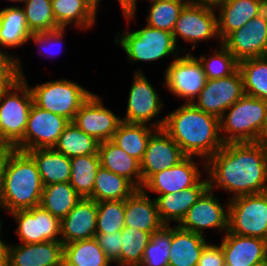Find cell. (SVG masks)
<instances>
[{
    "mask_svg": "<svg viewBox=\"0 0 267 266\" xmlns=\"http://www.w3.org/2000/svg\"><path fill=\"white\" fill-rule=\"evenodd\" d=\"M203 168L209 188L231 192L230 198L267 191V147L261 141L224 144Z\"/></svg>",
    "mask_w": 267,
    "mask_h": 266,
    "instance_id": "cell-1",
    "label": "cell"
},
{
    "mask_svg": "<svg viewBox=\"0 0 267 266\" xmlns=\"http://www.w3.org/2000/svg\"><path fill=\"white\" fill-rule=\"evenodd\" d=\"M165 117L163 130L186 156L205 160L203 165L224 145L220 119L196 108L192 103H183Z\"/></svg>",
    "mask_w": 267,
    "mask_h": 266,
    "instance_id": "cell-2",
    "label": "cell"
},
{
    "mask_svg": "<svg viewBox=\"0 0 267 266\" xmlns=\"http://www.w3.org/2000/svg\"><path fill=\"white\" fill-rule=\"evenodd\" d=\"M43 187L34 159L27 152L7 148L1 208L11 213L39 206Z\"/></svg>",
    "mask_w": 267,
    "mask_h": 266,
    "instance_id": "cell-3",
    "label": "cell"
},
{
    "mask_svg": "<svg viewBox=\"0 0 267 266\" xmlns=\"http://www.w3.org/2000/svg\"><path fill=\"white\" fill-rule=\"evenodd\" d=\"M266 126L267 101L246 94L220 118L224 144L261 141Z\"/></svg>",
    "mask_w": 267,
    "mask_h": 266,
    "instance_id": "cell-4",
    "label": "cell"
},
{
    "mask_svg": "<svg viewBox=\"0 0 267 266\" xmlns=\"http://www.w3.org/2000/svg\"><path fill=\"white\" fill-rule=\"evenodd\" d=\"M24 76H17L0 92V144L4 148L13 149L24 137L33 104L30 85Z\"/></svg>",
    "mask_w": 267,
    "mask_h": 266,
    "instance_id": "cell-5",
    "label": "cell"
},
{
    "mask_svg": "<svg viewBox=\"0 0 267 266\" xmlns=\"http://www.w3.org/2000/svg\"><path fill=\"white\" fill-rule=\"evenodd\" d=\"M30 90L36 106L58 114L70 122L74 120L80 107L93 94L76 82L66 79L47 81L30 87Z\"/></svg>",
    "mask_w": 267,
    "mask_h": 266,
    "instance_id": "cell-6",
    "label": "cell"
},
{
    "mask_svg": "<svg viewBox=\"0 0 267 266\" xmlns=\"http://www.w3.org/2000/svg\"><path fill=\"white\" fill-rule=\"evenodd\" d=\"M118 34L115 42L121 45L130 62H153L165 56L179 57L178 46L173 34L148 25L137 31H123Z\"/></svg>",
    "mask_w": 267,
    "mask_h": 266,
    "instance_id": "cell-7",
    "label": "cell"
},
{
    "mask_svg": "<svg viewBox=\"0 0 267 266\" xmlns=\"http://www.w3.org/2000/svg\"><path fill=\"white\" fill-rule=\"evenodd\" d=\"M230 199L228 231L267 241V191Z\"/></svg>",
    "mask_w": 267,
    "mask_h": 266,
    "instance_id": "cell-8",
    "label": "cell"
},
{
    "mask_svg": "<svg viewBox=\"0 0 267 266\" xmlns=\"http://www.w3.org/2000/svg\"><path fill=\"white\" fill-rule=\"evenodd\" d=\"M164 75L166 89L175 96L186 99L184 103L190 104L196 100L207 81L201 63L190 52L175 58Z\"/></svg>",
    "mask_w": 267,
    "mask_h": 266,
    "instance_id": "cell-9",
    "label": "cell"
},
{
    "mask_svg": "<svg viewBox=\"0 0 267 266\" xmlns=\"http://www.w3.org/2000/svg\"><path fill=\"white\" fill-rule=\"evenodd\" d=\"M69 123L68 119L33 103L24 137L13 149L26 152L40 148H53Z\"/></svg>",
    "mask_w": 267,
    "mask_h": 266,
    "instance_id": "cell-10",
    "label": "cell"
},
{
    "mask_svg": "<svg viewBox=\"0 0 267 266\" xmlns=\"http://www.w3.org/2000/svg\"><path fill=\"white\" fill-rule=\"evenodd\" d=\"M216 10L205 8L189 2L181 11L173 28V38L178 46V37L185 42L193 43L192 49L200 41L214 39L218 36Z\"/></svg>",
    "mask_w": 267,
    "mask_h": 266,
    "instance_id": "cell-11",
    "label": "cell"
},
{
    "mask_svg": "<svg viewBox=\"0 0 267 266\" xmlns=\"http://www.w3.org/2000/svg\"><path fill=\"white\" fill-rule=\"evenodd\" d=\"M243 79L239 70L230 76L206 81L204 88L192 104L211 115L222 117L224 112L243 95Z\"/></svg>",
    "mask_w": 267,
    "mask_h": 266,
    "instance_id": "cell-12",
    "label": "cell"
},
{
    "mask_svg": "<svg viewBox=\"0 0 267 266\" xmlns=\"http://www.w3.org/2000/svg\"><path fill=\"white\" fill-rule=\"evenodd\" d=\"M10 214L17 222L16 234L21 243L61 242V220L40 205Z\"/></svg>",
    "mask_w": 267,
    "mask_h": 266,
    "instance_id": "cell-13",
    "label": "cell"
},
{
    "mask_svg": "<svg viewBox=\"0 0 267 266\" xmlns=\"http://www.w3.org/2000/svg\"><path fill=\"white\" fill-rule=\"evenodd\" d=\"M214 195V191L208 188L177 225L184 230L202 236H204L203 230L205 228H215L227 232L229 228V201L225 210Z\"/></svg>",
    "mask_w": 267,
    "mask_h": 266,
    "instance_id": "cell-14",
    "label": "cell"
},
{
    "mask_svg": "<svg viewBox=\"0 0 267 266\" xmlns=\"http://www.w3.org/2000/svg\"><path fill=\"white\" fill-rule=\"evenodd\" d=\"M221 43L238 61L261 57L267 45V7Z\"/></svg>",
    "mask_w": 267,
    "mask_h": 266,
    "instance_id": "cell-15",
    "label": "cell"
},
{
    "mask_svg": "<svg viewBox=\"0 0 267 266\" xmlns=\"http://www.w3.org/2000/svg\"><path fill=\"white\" fill-rule=\"evenodd\" d=\"M96 94L80 107L72 121L79 129L99 142L111 140L122 119L103 106Z\"/></svg>",
    "mask_w": 267,
    "mask_h": 266,
    "instance_id": "cell-16",
    "label": "cell"
},
{
    "mask_svg": "<svg viewBox=\"0 0 267 266\" xmlns=\"http://www.w3.org/2000/svg\"><path fill=\"white\" fill-rule=\"evenodd\" d=\"M130 87L127 111L122 121L127 123L146 124L157 117L163 109L157 90L150 84L141 69L134 73Z\"/></svg>",
    "mask_w": 267,
    "mask_h": 266,
    "instance_id": "cell-17",
    "label": "cell"
},
{
    "mask_svg": "<svg viewBox=\"0 0 267 266\" xmlns=\"http://www.w3.org/2000/svg\"><path fill=\"white\" fill-rule=\"evenodd\" d=\"M185 157L180 146L163 129H157L150 136L140 161L142 187L153 174L169 169Z\"/></svg>",
    "mask_w": 267,
    "mask_h": 266,
    "instance_id": "cell-18",
    "label": "cell"
},
{
    "mask_svg": "<svg viewBox=\"0 0 267 266\" xmlns=\"http://www.w3.org/2000/svg\"><path fill=\"white\" fill-rule=\"evenodd\" d=\"M194 160L193 156H186L169 169L156 172L144 183L142 189L162 195L174 194L196 185L201 180L202 173Z\"/></svg>",
    "mask_w": 267,
    "mask_h": 266,
    "instance_id": "cell-19",
    "label": "cell"
},
{
    "mask_svg": "<svg viewBox=\"0 0 267 266\" xmlns=\"http://www.w3.org/2000/svg\"><path fill=\"white\" fill-rule=\"evenodd\" d=\"M221 248L226 266H252L267 261V241L227 231Z\"/></svg>",
    "mask_w": 267,
    "mask_h": 266,
    "instance_id": "cell-20",
    "label": "cell"
},
{
    "mask_svg": "<svg viewBox=\"0 0 267 266\" xmlns=\"http://www.w3.org/2000/svg\"><path fill=\"white\" fill-rule=\"evenodd\" d=\"M97 202L82 198L61 220V242L63 245L91 239L96 234Z\"/></svg>",
    "mask_w": 267,
    "mask_h": 266,
    "instance_id": "cell-21",
    "label": "cell"
},
{
    "mask_svg": "<svg viewBox=\"0 0 267 266\" xmlns=\"http://www.w3.org/2000/svg\"><path fill=\"white\" fill-rule=\"evenodd\" d=\"M63 246L54 241L9 245L8 266H62Z\"/></svg>",
    "mask_w": 267,
    "mask_h": 266,
    "instance_id": "cell-22",
    "label": "cell"
},
{
    "mask_svg": "<svg viewBox=\"0 0 267 266\" xmlns=\"http://www.w3.org/2000/svg\"><path fill=\"white\" fill-rule=\"evenodd\" d=\"M164 225L159 216L156 200L150 199L147 191L136 189L125 199L124 227L155 232Z\"/></svg>",
    "mask_w": 267,
    "mask_h": 266,
    "instance_id": "cell-23",
    "label": "cell"
},
{
    "mask_svg": "<svg viewBox=\"0 0 267 266\" xmlns=\"http://www.w3.org/2000/svg\"><path fill=\"white\" fill-rule=\"evenodd\" d=\"M201 179L196 185L185 188L174 194L167 193L155 198L161 221L165 225L170 222H181L187 211L197 202L202 194L209 188L208 176Z\"/></svg>",
    "mask_w": 267,
    "mask_h": 266,
    "instance_id": "cell-24",
    "label": "cell"
},
{
    "mask_svg": "<svg viewBox=\"0 0 267 266\" xmlns=\"http://www.w3.org/2000/svg\"><path fill=\"white\" fill-rule=\"evenodd\" d=\"M266 7L267 0H229L218 9V42L232 31L243 27Z\"/></svg>",
    "mask_w": 267,
    "mask_h": 266,
    "instance_id": "cell-25",
    "label": "cell"
},
{
    "mask_svg": "<svg viewBox=\"0 0 267 266\" xmlns=\"http://www.w3.org/2000/svg\"><path fill=\"white\" fill-rule=\"evenodd\" d=\"M165 118L166 117H163L161 120L158 119L155 122L153 121L151 125L127 123L122 121L111 141L140 162L146 151V146L150 136L157 129H163Z\"/></svg>",
    "mask_w": 267,
    "mask_h": 266,
    "instance_id": "cell-26",
    "label": "cell"
},
{
    "mask_svg": "<svg viewBox=\"0 0 267 266\" xmlns=\"http://www.w3.org/2000/svg\"><path fill=\"white\" fill-rule=\"evenodd\" d=\"M100 165L109 171L125 177L137 189H142L140 162L111 140L99 143Z\"/></svg>",
    "mask_w": 267,
    "mask_h": 266,
    "instance_id": "cell-27",
    "label": "cell"
},
{
    "mask_svg": "<svg viewBox=\"0 0 267 266\" xmlns=\"http://www.w3.org/2000/svg\"><path fill=\"white\" fill-rule=\"evenodd\" d=\"M206 244L204 236L172 226L169 266H197Z\"/></svg>",
    "mask_w": 267,
    "mask_h": 266,
    "instance_id": "cell-28",
    "label": "cell"
},
{
    "mask_svg": "<svg viewBox=\"0 0 267 266\" xmlns=\"http://www.w3.org/2000/svg\"><path fill=\"white\" fill-rule=\"evenodd\" d=\"M57 25L66 29L68 24L88 30L95 25L97 5L92 0H52Z\"/></svg>",
    "mask_w": 267,
    "mask_h": 266,
    "instance_id": "cell-29",
    "label": "cell"
},
{
    "mask_svg": "<svg viewBox=\"0 0 267 266\" xmlns=\"http://www.w3.org/2000/svg\"><path fill=\"white\" fill-rule=\"evenodd\" d=\"M35 161L44 186L69 182L70 158L54 148H40L26 151Z\"/></svg>",
    "mask_w": 267,
    "mask_h": 266,
    "instance_id": "cell-30",
    "label": "cell"
},
{
    "mask_svg": "<svg viewBox=\"0 0 267 266\" xmlns=\"http://www.w3.org/2000/svg\"><path fill=\"white\" fill-rule=\"evenodd\" d=\"M31 35L21 6H9L0 10V46H23L29 42Z\"/></svg>",
    "mask_w": 267,
    "mask_h": 266,
    "instance_id": "cell-31",
    "label": "cell"
},
{
    "mask_svg": "<svg viewBox=\"0 0 267 266\" xmlns=\"http://www.w3.org/2000/svg\"><path fill=\"white\" fill-rule=\"evenodd\" d=\"M111 264L95 237L63 246L62 266H109Z\"/></svg>",
    "mask_w": 267,
    "mask_h": 266,
    "instance_id": "cell-32",
    "label": "cell"
},
{
    "mask_svg": "<svg viewBox=\"0 0 267 266\" xmlns=\"http://www.w3.org/2000/svg\"><path fill=\"white\" fill-rule=\"evenodd\" d=\"M137 188L125 177L99 167L90 199L96 202L125 200Z\"/></svg>",
    "mask_w": 267,
    "mask_h": 266,
    "instance_id": "cell-33",
    "label": "cell"
},
{
    "mask_svg": "<svg viewBox=\"0 0 267 266\" xmlns=\"http://www.w3.org/2000/svg\"><path fill=\"white\" fill-rule=\"evenodd\" d=\"M81 199L69 182L49 184L43 187L40 206L62 220Z\"/></svg>",
    "mask_w": 267,
    "mask_h": 266,
    "instance_id": "cell-34",
    "label": "cell"
},
{
    "mask_svg": "<svg viewBox=\"0 0 267 266\" xmlns=\"http://www.w3.org/2000/svg\"><path fill=\"white\" fill-rule=\"evenodd\" d=\"M99 143L71 121L63 130L53 148L71 159L77 156L99 154Z\"/></svg>",
    "mask_w": 267,
    "mask_h": 266,
    "instance_id": "cell-35",
    "label": "cell"
},
{
    "mask_svg": "<svg viewBox=\"0 0 267 266\" xmlns=\"http://www.w3.org/2000/svg\"><path fill=\"white\" fill-rule=\"evenodd\" d=\"M70 185L81 198L92 195L95 178L100 165L99 154L77 156L70 159Z\"/></svg>",
    "mask_w": 267,
    "mask_h": 266,
    "instance_id": "cell-36",
    "label": "cell"
},
{
    "mask_svg": "<svg viewBox=\"0 0 267 266\" xmlns=\"http://www.w3.org/2000/svg\"><path fill=\"white\" fill-rule=\"evenodd\" d=\"M244 93L267 101V62L261 57L239 61Z\"/></svg>",
    "mask_w": 267,
    "mask_h": 266,
    "instance_id": "cell-37",
    "label": "cell"
},
{
    "mask_svg": "<svg viewBox=\"0 0 267 266\" xmlns=\"http://www.w3.org/2000/svg\"><path fill=\"white\" fill-rule=\"evenodd\" d=\"M23 3L24 6L21 8L31 34L61 29L55 21L52 0H25Z\"/></svg>",
    "mask_w": 267,
    "mask_h": 266,
    "instance_id": "cell-38",
    "label": "cell"
},
{
    "mask_svg": "<svg viewBox=\"0 0 267 266\" xmlns=\"http://www.w3.org/2000/svg\"><path fill=\"white\" fill-rule=\"evenodd\" d=\"M122 248L120 258L115 262L118 266H140L143 254L154 232H144L124 227L121 231Z\"/></svg>",
    "mask_w": 267,
    "mask_h": 266,
    "instance_id": "cell-39",
    "label": "cell"
},
{
    "mask_svg": "<svg viewBox=\"0 0 267 266\" xmlns=\"http://www.w3.org/2000/svg\"><path fill=\"white\" fill-rule=\"evenodd\" d=\"M189 2L190 0L151 1L146 25L172 33L181 11Z\"/></svg>",
    "mask_w": 267,
    "mask_h": 266,
    "instance_id": "cell-40",
    "label": "cell"
},
{
    "mask_svg": "<svg viewBox=\"0 0 267 266\" xmlns=\"http://www.w3.org/2000/svg\"><path fill=\"white\" fill-rule=\"evenodd\" d=\"M171 225H164L151 234L140 266H169Z\"/></svg>",
    "mask_w": 267,
    "mask_h": 266,
    "instance_id": "cell-41",
    "label": "cell"
},
{
    "mask_svg": "<svg viewBox=\"0 0 267 266\" xmlns=\"http://www.w3.org/2000/svg\"><path fill=\"white\" fill-rule=\"evenodd\" d=\"M219 47V49L216 47V53H213L211 57L200 55L197 58L208 80L230 76L238 70L239 61L221 42H219Z\"/></svg>",
    "mask_w": 267,
    "mask_h": 266,
    "instance_id": "cell-42",
    "label": "cell"
},
{
    "mask_svg": "<svg viewBox=\"0 0 267 266\" xmlns=\"http://www.w3.org/2000/svg\"><path fill=\"white\" fill-rule=\"evenodd\" d=\"M96 234L120 232L124 228L125 200L97 202Z\"/></svg>",
    "mask_w": 267,
    "mask_h": 266,
    "instance_id": "cell-43",
    "label": "cell"
},
{
    "mask_svg": "<svg viewBox=\"0 0 267 266\" xmlns=\"http://www.w3.org/2000/svg\"><path fill=\"white\" fill-rule=\"evenodd\" d=\"M99 246L102 248L107 258L111 262H116L120 258L122 248V236L120 232L108 234H95Z\"/></svg>",
    "mask_w": 267,
    "mask_h": 266,
    "instance_id": "cell-44",
    "label": "cell"
},
{
    "mask_svg": "<svg viewBox=\"0 0 267 266\" xmlns=\"http://www.w3.org/2000/svg\"><path fill=\"white\" fill-rule=\"evenodd\" d=\"M65 31H66V29H62L61 28V29H58V30H55V31H51V32L32 34L30 36L29 40L31 39L37 45H40L41 46L40 48L45 49V52H48V55H49L51 52L55 51V50L50 48L51 45H54V46L56 45L57 46V45L62 44L61 40L64 39ZM61 47H60V49H61Z\"/></svg>",
    "mask_w": 267,
    "mask_h": 266,
    "instance_id": "cell-45",
    "label": "cell"
},
{
    "mask_svg": "<svg viewBox=\"0 0 267 266\" xmlns=\"http://www.w3.org/2000/svg\"><path fill=\"white\" fill-rule=\"evenodd\" d=\"M197 266H226L221 245L207 243L201 252Z\"/></svg>",
    "mask_w": 267,
    "mask_h": 266,
    "instance_id": "cell-46",
    "label": "cell"
},
{
    "mask_svg": "<svg viewBox=\"0 0 267 266\" xmlns=\"http://www.w3.org/2000/svg\"><path fill=\"white\" fill-rule=\"evenodd\" d=\"M15 58V59H14ZM0 75L23 76L21 60L12 55H8L0 49Z\"/></svg>",
    "mask_w": 267,
    "mask_h": 266,
    "instance_id": "cell-47",
    "label": "cell"
},
{
    "mask_svg": "<svg viewBox=\"0 0 267 266\" xmlns=\"http://www.w3.org/2000/svg\"><path fill=\"white\" fill-rule=\"evenodd\" d=\"M123 14L128 22L134 19L137 0H118ZM130 20V21H129Z\"/></svg>",
    "mask_w": 267,
    "mask_h": 266,
    "instance_id": "cell-48",
    "label": "cell"
},
{
    "mask_svg": "<svg viewBox=\"0 0 267 266\" xmlns=\"http://www.w3.org/2000/svg\"><path fill=\"white\" fill-rule=\"evenodd\" d=\"M229 0H190L191 3L203 6L205 8L217 10L225 5Z\"/></svg>",
    "mask_w": 267,
    "mask_h": 266,
    "instance_id": "cell-49",
    "label": "cell"
},
{
    "mask_svg": "<svg viewBox=\"0 0 267 266\" xmlns=\"http://www.w3.org/2000/svg\"><path fill=\"white\" fill-rule=\"evenodd\" d=\"M7 160V148L0 150V207L2 202L3 183H4V171Z\"/></svg>",
    "mask_w": 267,
    "mask_h": 266,
    "instance_id": "cell-50",
    "label": "cell"
},
{
    "mask_svg": "<svg viewBox=\"0 0 267 266\" xmlns=\"http://www.w3.org/2000/svg\"><path fill=\"white\" fill-rule=\"evenodd\" d=\"M0 227V235H1V229ZM8 255H9V245L7 243L3 242V240L0 237V266H8Z\"/></svg>",
    "mask_w": 267,
    "mask_h": 266,
    "instance_id": "cell-51",
    "label": "cell"
},
{
    "mask_svg": "<svg viewBox=\"0 0 267 266\" xmlns=\"http://www.w3.org/2000/svg\"><path fill=\"white\" fill-rule=\"evenodd\" d=\"M18 75H0V92L10 82H12Z\"/></svg>",
    "mask_w": 267,
    "mask_h": 266,
    "instance_id": "cell-52",
    "label": "cell"
},
{
    "mask_svg": "<svg viewBox=\"0 0 267 266\" xmlns=\"http://www.w3.org/2000/svg\"><path fill=\"white\" fill-rule=\"evenodd\" d=\"M261 142L267 147V126H266V129L262 135Z\"/></svg>",
    "mask_w": 267,
    "mask_h": 266,
    "instance_id": "cell-53",
    "label": "cell"
},
{
    "mask_svg": "<svg viewBox=\"0 0 267 266\" xmlns=\"http://www.w3.org/2000/svg\"><path fill=\"white\" fill-rule=\"evenodd\" d=\"M261 58L264 59V60L267 62V45H266V47H265V50H264V52H263Z\"/></svg>",
    "mask_w": 267,
    "mask_h": 266,
    "instance_id": "cell-54",
    "label": "cell"
},
{
    "mask_svg": "<svg viewBox=\"0 0 267 266\" xmlns=\"http://www.w3.org/2000/svg\"><path fill=\"white\" fill-rule=\"evenodd\" d=\"M252 266H267V261L252 265Z\"/></svg>",
    "mask_w": 267,
    "mask_h": 266,
    "instance_id": "cell-55",
    "label": "cell"
},
{
    "mask_svg": "<svg viewBox=\"0 0 267 266\" xmlns=\"http://www.w3.org/2000/svg\"><path fill=\"white\" fill-rule=\"evenodd\" d=\"M9 1H12V2H21V3H23L25 0H9Z\"/></svg>",
    "mask_w": 267,
    "mask_h": 266,
    "instance_id": "cell-56",
    "label": "cell"
}]
</instances>
